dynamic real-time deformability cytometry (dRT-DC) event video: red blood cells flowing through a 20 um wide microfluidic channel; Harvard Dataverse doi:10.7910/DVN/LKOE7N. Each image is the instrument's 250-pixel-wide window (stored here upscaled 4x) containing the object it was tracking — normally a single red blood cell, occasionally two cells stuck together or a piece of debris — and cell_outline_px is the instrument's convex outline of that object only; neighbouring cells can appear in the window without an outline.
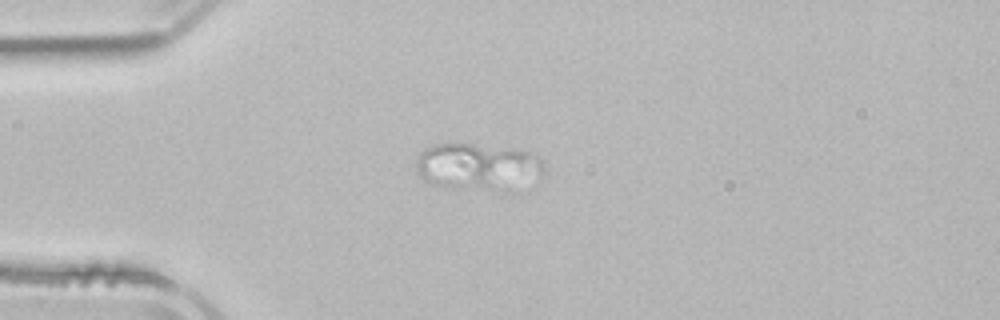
{"species": "common noctule bat (a hibernating species)", "species_latin": "Nyctalus noctula", "temperature_condition": "room temperature", "stored_images_in_passage": 3, "camera_frame_rate_fps": 3000, "um_per_image_px": 0.085, "animal": {"sex": "male", "body_mass_g": 21.5, "forearm_length_mm": 52.0}, "frame": {"image": 1, "passage_image": 3, "time_ms": 3.333, "image_size_px": [1000, 320], "cell_outline_px": [[544, 176], [536, 184], [496, 188], [452, 188], [432, 184], [424, 180], [416, 172], [416, 164], [420, 152], [424, 148], [436, 144], [472, 144], [512, 148], [528, 152], [536, 156], [540, 160], [544, 168]], "centroid_in_image_um": [40.64, 14.15], "position_along_channel_um": 44.4, "area_um2": 34.74}}